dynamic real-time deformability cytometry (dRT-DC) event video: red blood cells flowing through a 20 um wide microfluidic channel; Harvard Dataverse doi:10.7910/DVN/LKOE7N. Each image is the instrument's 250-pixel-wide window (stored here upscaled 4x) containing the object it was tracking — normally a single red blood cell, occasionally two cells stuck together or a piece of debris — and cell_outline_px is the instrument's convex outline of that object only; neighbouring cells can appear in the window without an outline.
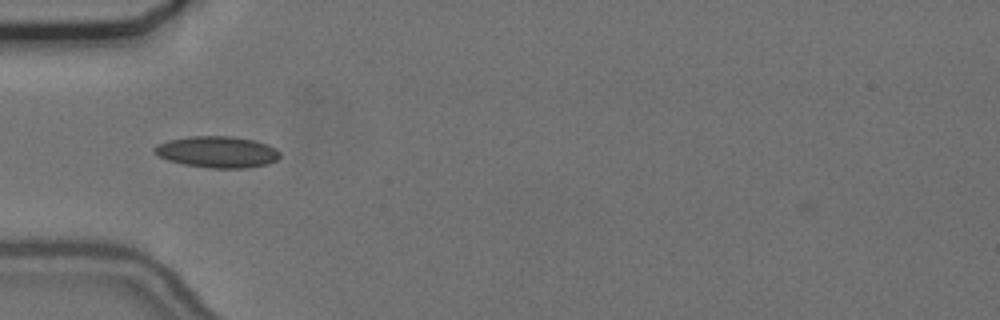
{"species": "common noctule bat (a hibernating species)", "species_latin": "Nyctalus noctula", "temperature_condition": "cold", "stored_images_in_passage": 33, "camera_frame_rate_fps": 3000, "um_per_image_px": 0.085, "animal": {"sex": "female", "body_mass_g": 24.6, "forearm_length_mm": 56.2}, "frame": {"image": 1, "passage_image": 1, "time_ms": 0.0, "image_size_px": [1000, 320], "cell_outline_px": [[280, 156], [276, 160], [268, 164], [248, 168], [208, 168], [184, 164], [168, 160], [156, 156], [152, 152], [152, 148], [156, 144], [168, 140], [192, 136], [232, 136], [256, 140], [268, 144], [276, 148], [280, 152]], "centroid_in_image_um": [18.45, 12.91], "position_along_channel_um": 66.5, "area_um2": 23.35}}
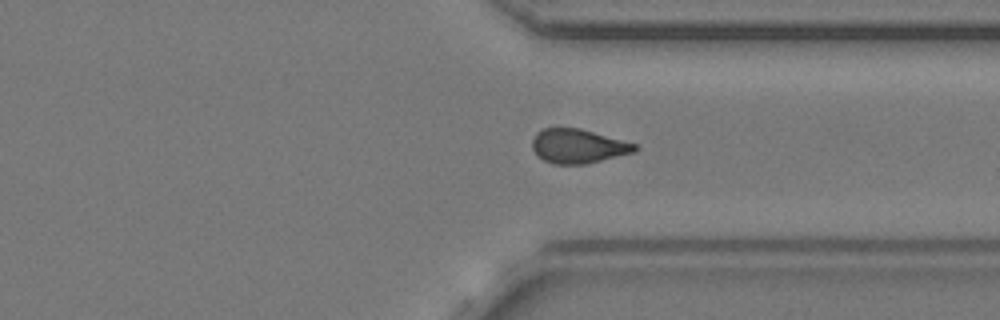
{"frame": {"image": 2, "passage_image": 25, "time_ms": 8.0, "image_size_px": [1000, 320], "cell_outline_px": [[640, 148], [636, 152], [588, 164], [552, 164], [536, 156], [532, 148], [532, 140], [536, 132], [544, 128], [580, 128], [636, 144]], "centroid_in_image_um": [49.14, 12.43], "position_along_channel_um": 362.3, "area_um2": 20.69}}
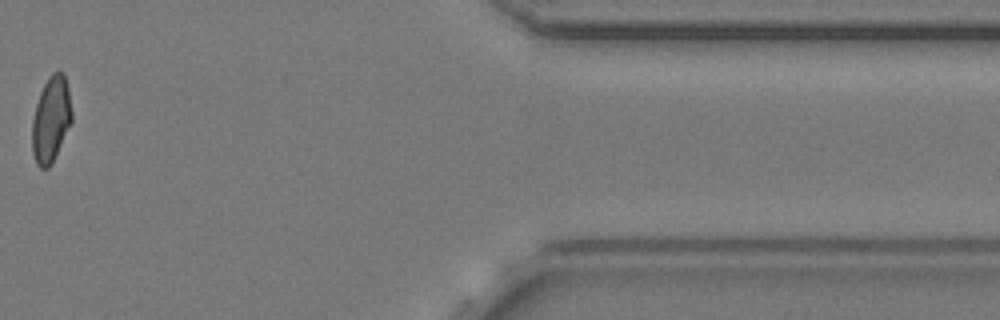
{"frame": {"image": 3, "passage_image": 27, "time_ms": 8.667, "image_size_px": [1000, 320], "cell_outline_px": [[72, 120], [52, 164], [48, 168], [40, 168], [36, 164], [32, 152], [32, 120], [36, 104], [40, 92], [48, 76], [52, 72], [64, 72], [68, 88], [72, 112]], "centroid_in_image_um": [4.33, 10.15], "position_along_channel_um": 407.1, "area_um2": 19.88}, "authors_computed_cell_mechanics": {"area_um2": 20.7502, "velocity_mm_per_s": 3.7026, "shape_relaxation_time_tau1_ms": null, "shape_relaxation_time_tau2_ms": 3.6719, "deformation_change_tau1": null, "deformation_change_tau2": 0.0972}}